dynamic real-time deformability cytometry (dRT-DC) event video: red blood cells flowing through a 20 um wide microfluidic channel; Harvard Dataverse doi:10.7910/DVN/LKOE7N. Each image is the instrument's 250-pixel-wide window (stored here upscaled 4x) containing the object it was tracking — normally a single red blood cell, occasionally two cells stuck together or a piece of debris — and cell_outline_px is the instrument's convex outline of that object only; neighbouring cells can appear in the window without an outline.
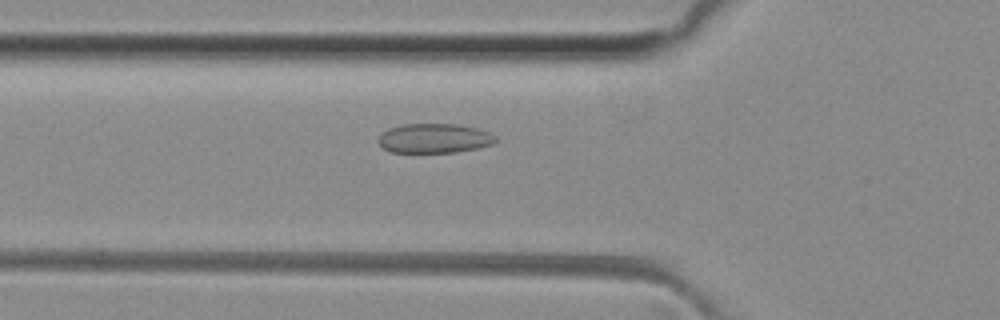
{"species": "common noctule bat (a hibernating species)", "species_latin": "Nyctalus noctula", "temperature_condition": "room temperature", "stored_images_in_passage": 42, "camera_frame_rate_fps": 3000, "um_per_image_px": 0.085, "animal": {"sex": "female", "body_mass_g": 29.2, "forearm_length_mm": 56.3}, "frame": {"image": 1, "passage_image": 16, "time_ms": 5.0, "image_size_px": [1000, 320], "cell_outline_px": [[496, 140], [492, 144], [476, 148], [456, 152], [392, 152], [384, 148], [380, 144], [380, 136], [388, 128], [404, 124], [456, 124], [476, 128], [488, 132], [496, 136]], "centroid_in_image_um": [36.93, 11.75], "position_along_channel_um": 88.9, "area_um2": 19.83}}
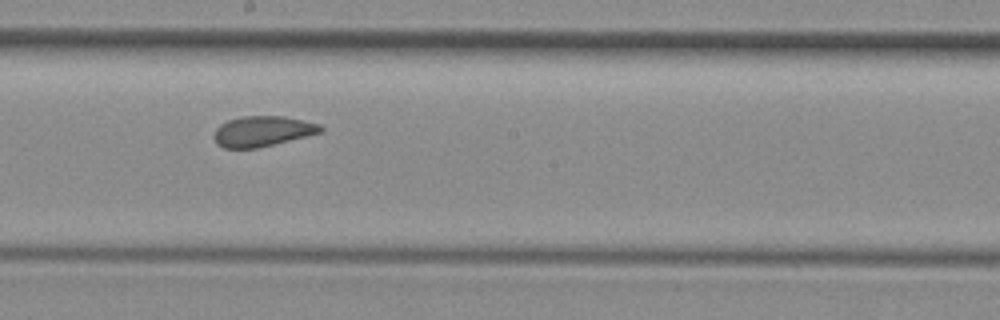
{"frame": {"image": 2, "passage_image": 26, "time_ms": 8.333, "image_size_px": [1000, 320], "cell_outline_px": [[324, 128], [320, 132], [256, 148], [224, 148], [216, 140], [216, 128], [220, 124], [228, 120], [244, 116], [284, 116], [320, 124]], "centroid_in_image_um": [22.32, 11.14], "position_along_channel_um": 225.9, "area_um2": 18.32}}
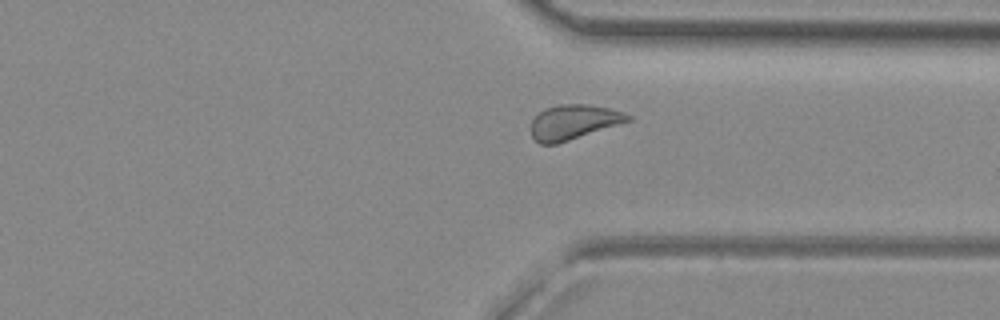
{"frame": {"image": 3, "passage_image": 36, "time_ms": 11.667, "image_size_px": [1000, 320], "cell_outline_px": [[632, 120], [556, 144], [540, 144], [532, 136], [532, 120], [544, 108], [560, 104], [584, 104], [608, 108], [624, 112], [632, 116]], "centroid_in_image_um": [48.76, 10.37], "position_along_channel_um": 362.6, "area_um2": 19.36}}